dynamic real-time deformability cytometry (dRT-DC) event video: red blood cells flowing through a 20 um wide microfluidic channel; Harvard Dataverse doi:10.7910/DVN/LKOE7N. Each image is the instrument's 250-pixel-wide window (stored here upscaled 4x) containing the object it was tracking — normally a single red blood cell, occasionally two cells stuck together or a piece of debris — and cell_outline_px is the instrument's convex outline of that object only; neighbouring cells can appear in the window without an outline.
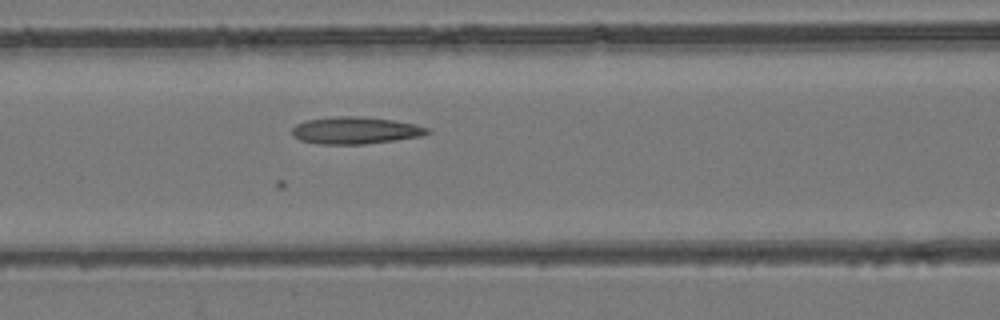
{"species": "common noctule bat (a hibernating species)", "species_latin": "Nyctalus noctula", "temperature_condition": "room temperature", "stored_images_in_passage": 33, "camera_frame_rate_fps": 3000, "um_per_image_px": 0.085, "animal": {"sex": "female", "body_mass_g": 24.6, "forearm_length_mm": 56.2}, "frame": {"image": 1, "passage_image": 8, "time_ms": 2.333, "image_size_px": [1000, 320], "cell_outline_px": [[432, 132], [424, 136], [396, 140], [364, 144], [320, 144], [300, 140], [292, 136], [292, 128], [296, 124], [304, 120], [332, 116], [360, 116], [392, 120], [416, 124], [428, 128]], "centroid_in_image_um": [30.21, 11.08], "position_along_channel_um": 136.4, "area_um2": 21.62}}
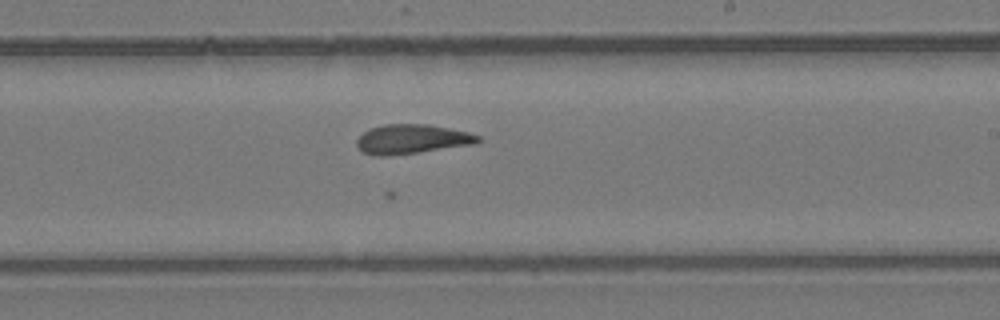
{"frame": {"image": 2, "passage_image": 17, "time_ms": 5.333, "image_size_px": [1000, 320], "cell_outline_px": [[484, 140], [476, 144], [388, 156], [376, 156], [360, 152], [356, 144], [356, 140], [364, 132], [372, 128], [384, 124], [428, 124], [468, 132], [480, 136]], "centroid_in_image_um": [35.02, 11.83], "position_along_channel_um": 254.0, "area_um2": 20.87}}
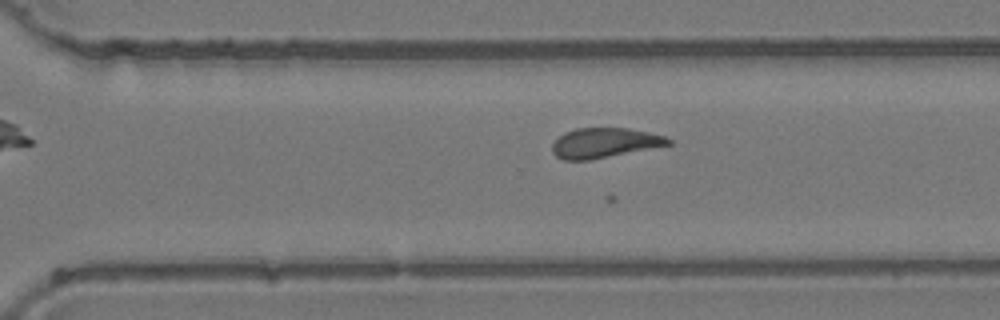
{"frame": {"image": 3, "passage_image": 22, "time_ms": 7.0, "image_size_px": [1000, 320], "cell_outline_px": [[672, 144], [588, 160], [564, 160], [556, 156], [552, 152], [552, 144], [564, 132], [576, 128], [628, 128], [648, 132], [664, 136], [672, 140]], "centroid_in_image_um": [51.36, 12.14], "position_along_channel_um": 319.2, "area_um2": 20.0}}